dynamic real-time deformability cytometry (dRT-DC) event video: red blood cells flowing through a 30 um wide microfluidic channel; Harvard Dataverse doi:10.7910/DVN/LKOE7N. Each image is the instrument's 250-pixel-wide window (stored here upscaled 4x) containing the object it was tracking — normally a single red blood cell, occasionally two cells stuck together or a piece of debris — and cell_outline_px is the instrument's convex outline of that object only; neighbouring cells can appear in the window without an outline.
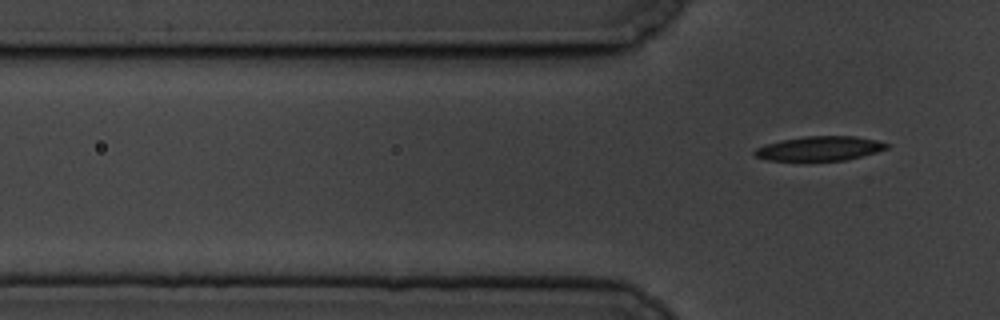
{"species": "common noctule bat (a hibernating species)", "species_latin": "Nyctalus noctula", "temperature_condition": "cold", "stored_images_in_passage": 4, "camera_frame_rate_fps": 3000, "um_per_image_px": 0.085, "animal": {"sex": "male", "body_mass_g": 19.5, "forearm_length_mm": 54.6}, "frame": {"image": 1, "passage_image": 4, "time_ms": 3.667, "image_size_px": [1000, 320], "cell_outline_px": [[888, 148], [876, 152], [844, 160], [768, 160], [756, 156], [752, 152], [756, 148], [768, 144], [784, 140], [804, 136], [856, 136], [876, 140], [888, 144]], "centroid_in_image_um": [69.68, 12.61], "position_along_channel_um": 56.1, "area_um2": 18.38}}